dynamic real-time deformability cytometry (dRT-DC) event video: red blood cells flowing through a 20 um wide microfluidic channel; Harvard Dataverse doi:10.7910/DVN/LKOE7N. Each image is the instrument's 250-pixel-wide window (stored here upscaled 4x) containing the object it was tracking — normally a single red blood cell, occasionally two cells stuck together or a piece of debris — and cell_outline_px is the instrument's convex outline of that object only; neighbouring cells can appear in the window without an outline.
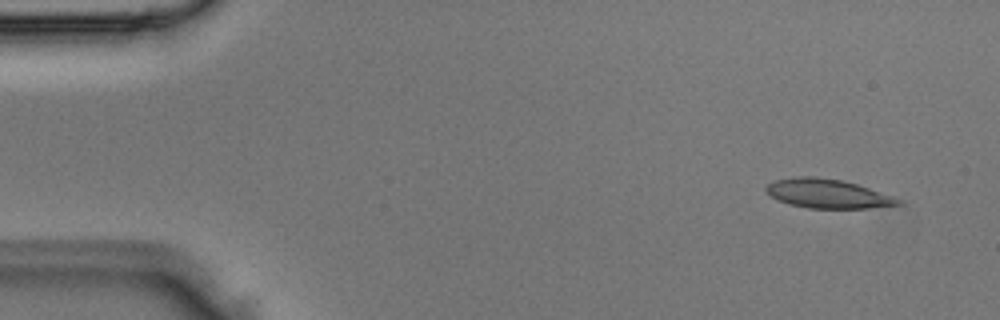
{"species": "Egyptian fruit bat (a non-hibernating species)", "species_latin": "Rousettus aegyptiacus", "temperature_condition": "room temperature", "stored_images_in_passage": 4, "camera_frame_rate_fps": 3000, "um_per_image_px": 0.085, "animal": {"sex": "male"}, "frame": {"image": 1, "passage_image": 1, "time_ms": 0.0, "image_size_px": [1000, 320], "cell_outline_px": [[904, 204], [868, 208], [808, 208], [788, 204], [764, 192], [764, 188], [768, 184], [776, 180], [800, 176], [816, 176], [840, 180], [856, 184], [892, 196], [900, 200]], "centroid_in_image_um": [70.31, 16.46], "position_along_channel_um": 14.7, "area_um2": 22.14}}